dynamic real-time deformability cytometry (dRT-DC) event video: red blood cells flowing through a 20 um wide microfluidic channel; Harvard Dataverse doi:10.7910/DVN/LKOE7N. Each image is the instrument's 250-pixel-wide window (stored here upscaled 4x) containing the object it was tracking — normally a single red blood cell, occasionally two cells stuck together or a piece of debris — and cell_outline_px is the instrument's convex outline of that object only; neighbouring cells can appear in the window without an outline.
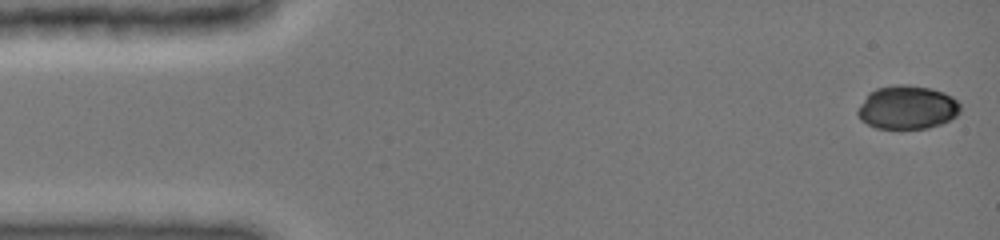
{"species": "common noctule bat (a hibernating species)", "species_latin": "Nyctalus noctula", "temperature_condition": "cold", "stored_images_in_passage": 16, "camera_frame_rate_fps": 3000, "um_per_image_px": 0.085, "animal": {"sex": "female", "body_mass_g": 19.0, "forearm_length_mm": 51.5}, "frame": {"image": 1, "passage_image": 1, "time_ms": 0.0, "image_size_px": [1000, 240], "cell_outline_px": [[960, 112], [956, 116], [940, 124], [928, 128], [876, 128], [860, 120], [856, 112], [860, 104], [868, 92], [876, 88], [896, 84], [904, 84], [928, 88], [944, 92], [952, 96], [960, 104]], "centroid_in_image_um": [77.09, 9.12], "position_along_channel_um": 7.9, "area_um2": 26.07}}
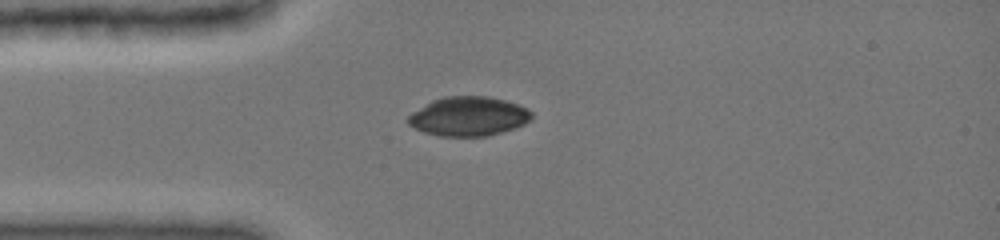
{"frame": {"image": 2, "passage_image": 10, "time_ms": 3.667, "image_size_px": [1000, 240], "cell_outline_px": [[532, 120], [516, 128], [488, 136], [440, 136], [424, 132], [408, 124], [408, 116], [412, 112], [432, 100], [444, 96], [488, 96], [504, 100], [528, 108], [532, 112]], "centroid_in_image_um": [39.85, 9.89], "position_along_channel_um": 45.2, "area_um2": 28.32}}
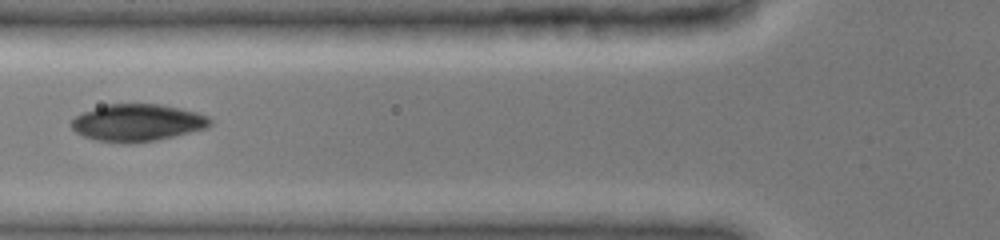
{"frame": {"image": 3, "passage_image": 14, "time_ms": 5.667, "image_size_px": [1000, 240], "cell_outline_px": [[212, 124], [208, 128], [156, 140], [124, 144], [96, 140], [84, 136], [76, 132], [68, 124], [76, 116], [84, 112], [108, 104], [160, 104], [180, 108], [196, 112], [208, 116], [212, 120]], "centroid_in_image_um": [11.69, 10.43], "position_along_channel_um": 114.1, "area_um2": 30.0}}